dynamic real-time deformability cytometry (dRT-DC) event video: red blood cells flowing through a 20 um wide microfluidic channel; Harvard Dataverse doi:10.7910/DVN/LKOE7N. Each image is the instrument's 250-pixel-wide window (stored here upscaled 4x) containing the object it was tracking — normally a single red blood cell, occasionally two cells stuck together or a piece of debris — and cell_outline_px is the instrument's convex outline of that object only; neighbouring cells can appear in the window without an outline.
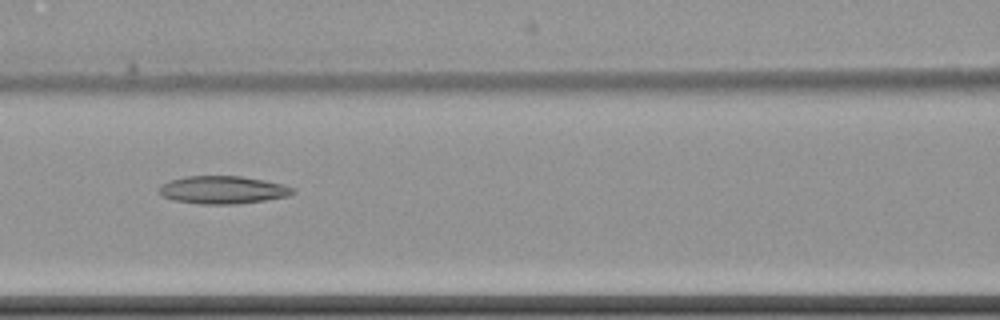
{"species": "common noctule bat (a hibernating species)", "species_latin": "Nyctalus noctula", "temperature_condition": "cold", "stored_images_in_passage": 11, "camera_frame_rate_fps": 3000, "um_per_image_px": 0.085, "animal": {"sex": "female", "body_mass_g": 22.7, "forearm_length_mm": 54.2}, "frame": {"image": 1, "passage_image": 7, "time_ms": 8.333, "image_size_px": [1000, 320], "cell_outline_px": [[296, 192], [288, 196], [264, 200], [236, 204], [200, 204], [176, 200], [164, 196], [160, 192], [160, 184], [168, 180], [184, 176], [240, 176], [264, 180], [284, 184], [292, 188]], "centroid_in_image_um": [18.94, 16.13], "position_along_channel_um": 147.7, "area_um2": 21.56}}
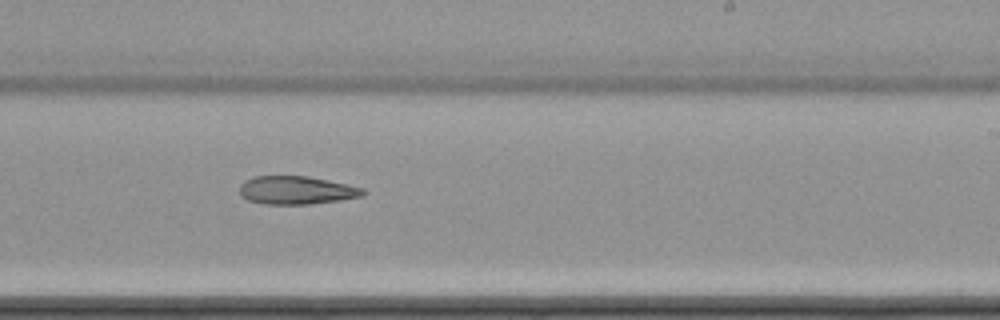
{"frame": {"image": 2, "passage_image": 10, "time_ms": 11.667, "image_size_px": [1000, 320], "cell_outline_px": [[364, 196], [340, 200], [308, 204], [264, 204], [248, 200], [240, 196], [240, 184], [244, 180], [256, 176], [308, 176], [348, 184], [364, 188]], "centroid_in_image_um": [25.19, 16.17], "position_along_channel_um": 263.8, "area_um2": 20.35}}
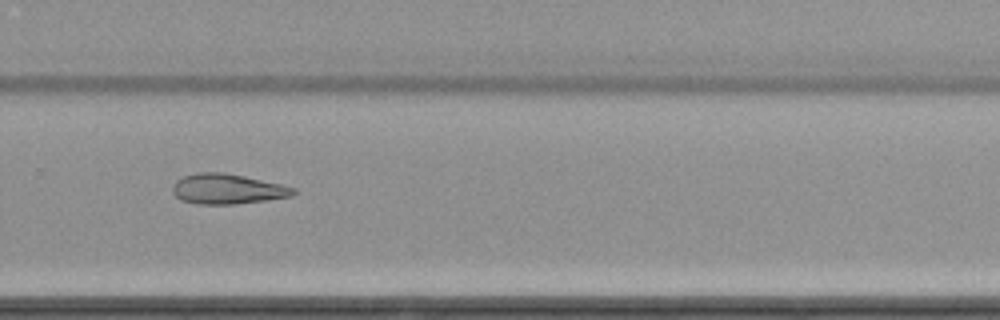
{"frame": {"image": 3, "passage_image": 11, "time_ms": 13.0, "image_size_px": [1000, 320], "cell_outline_px": [[296, 192], [292, 196], [268, 200], [236, 204], [196, 204], [180, 200], [172, 192], [172, 188], [176, 180], [184, 176], [196, 172], [224, 172], [244, 176], [280, 184], [296, 188]], "centroid_in_image_um": [19.31, 16.06], "position_along_channel_um": 310.5, "area_um2": 21.33}}